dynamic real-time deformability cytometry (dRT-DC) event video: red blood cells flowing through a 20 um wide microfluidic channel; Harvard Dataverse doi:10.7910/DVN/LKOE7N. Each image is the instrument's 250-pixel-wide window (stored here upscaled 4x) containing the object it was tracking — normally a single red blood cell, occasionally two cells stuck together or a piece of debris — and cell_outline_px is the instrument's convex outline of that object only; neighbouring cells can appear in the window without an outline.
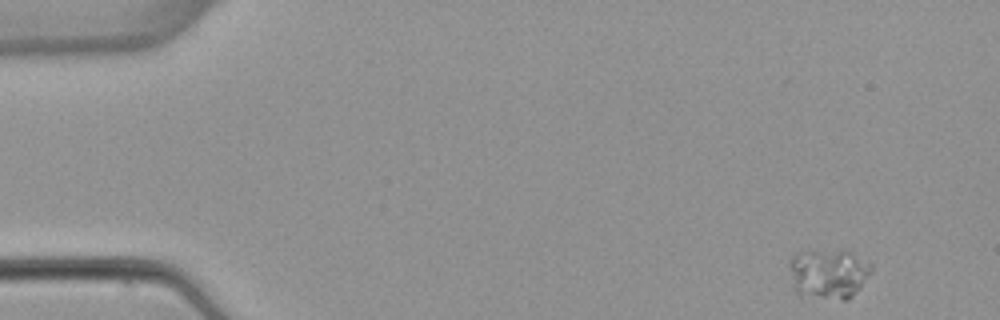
{"species": "common noctule bat (a hibernating species)", "species_latin": "Nyctalus noctula", "temperature_condition": "warm", "stored_images_in_passage": 4, "camera_frame_rate_fps": 3000, "um_per_image_px": 0.085, "animal": {"sex": "female", "body_mass_g": 22.7, "forearm_length_mm": 54.2}, "frame": {"image": 1, "passage_image": 1, "time_ms": 0.0, "image_size_px": [1000, 320], "cell_outline_px": [[872, 268], [868, 276], [860, 288], [848, 300], [840, 300], [800, 296], [796, 292], [792, 284], [788, 264], [792, 256], [808, 248], [844, 248], [852, 252], [872, 264]], "centroid_in_image_um": [70.39, 23.21], "position_along_channel_um": 14.6, "area_um2": 24.97}}
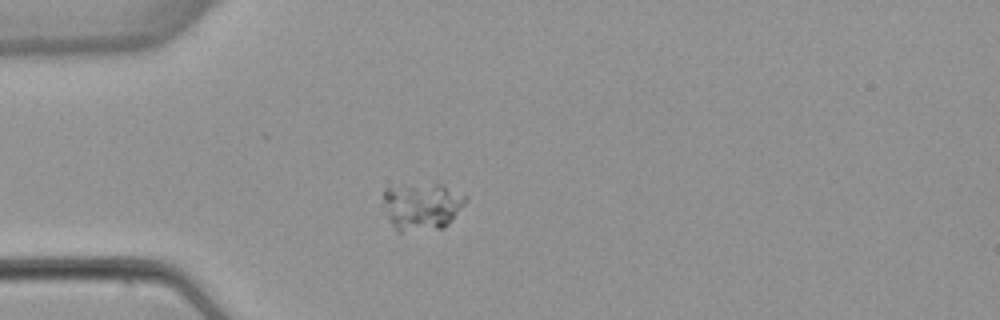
{"frame": {"image": 2, "passage_image": 4, "time_ms": 3.667, "image_size_px": [1000, 320], "cell_outline_px": [[468, 196], [464, 204], [452, 220], [444, 228], [400, 232], [396, 232], [388, 216], [384, 200], [384, 188], [408, 184], [440, 184]], "centroid_in_image_um": [35.87, 17.53], "position_along_channel_um": 49.1, "area_um2": 22.66}}